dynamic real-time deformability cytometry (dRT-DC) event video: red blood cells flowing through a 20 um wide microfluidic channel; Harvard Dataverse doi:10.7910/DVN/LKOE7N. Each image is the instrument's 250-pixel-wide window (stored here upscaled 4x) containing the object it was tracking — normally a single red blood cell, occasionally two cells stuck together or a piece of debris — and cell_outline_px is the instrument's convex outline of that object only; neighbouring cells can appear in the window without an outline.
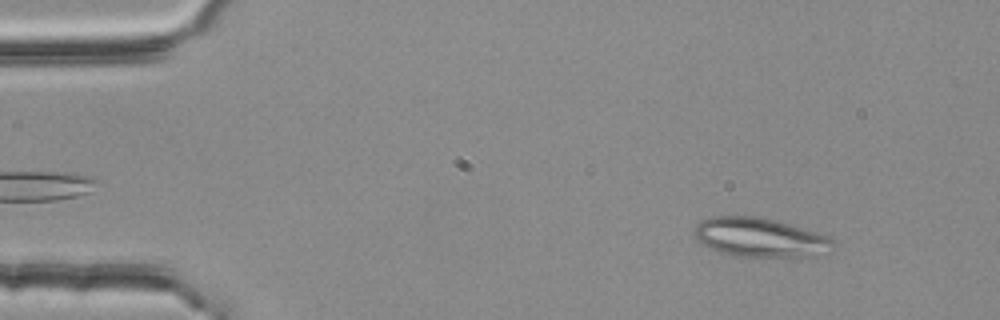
{"species": "common noctule bat (a hibernating species)", "species_latin": "Nyctalus noctula", "temperature_condition": "room temperature", "stored_images_in_passage": 3, "camera_frame_rate_fps": 3000, "um_per_image_px": 0.085, "animal": {"sex": "female", "body_mass_g": 25.1}, "frame": {"image": 1, "passage_image": 1, "time_ms": 0.0, "image_size_px": [1000, 320], "cell_outline_px": [[832, 244], [812, 256], [740, 256], [720, 252], [704, 244], [696, 236], [696, 224], [712, 216], [756, 216], [776, 220], [828, 236], [832, 240]], "centroid_in_image_um": [64.53, 20.15], "position_along_channel_um": 20.5, "area_um2": 30.4}}